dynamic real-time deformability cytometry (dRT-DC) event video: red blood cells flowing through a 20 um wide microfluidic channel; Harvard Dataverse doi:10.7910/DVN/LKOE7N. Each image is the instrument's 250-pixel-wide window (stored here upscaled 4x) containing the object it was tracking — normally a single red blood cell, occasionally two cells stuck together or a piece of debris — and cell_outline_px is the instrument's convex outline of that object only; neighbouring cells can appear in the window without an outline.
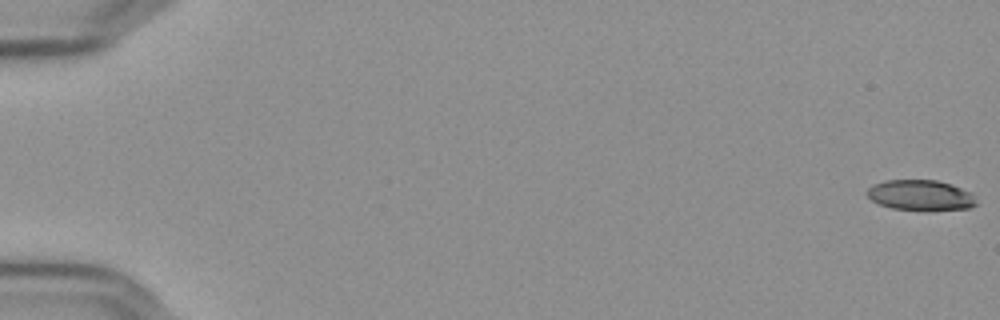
{"species": "Egyptian fruit bat (a non-hibernating species)", "species_latin": "Rousettus aegyptiacus", "temperature_condition": "cold", "stored_images_in_passage": 57, "camera_frame_rate_fps": 3000, "um_per_image_px": 0.085, "frame": {"image": 1, "passage_image": 1, "time_ms": 0.0, "image_size_px": [1000, 320], "cell_outline_px": [[976, 204], [968, 208], [892, 208], [880, 204], [872, 200], [864, 192], [872, 184], [884, 180], [936, 180], [972, 192], [976, 200]], "centroid_in_image_um": [78.18, 16.55], "position_along_channel_um": 6.8, "area_um2": 18.67}}
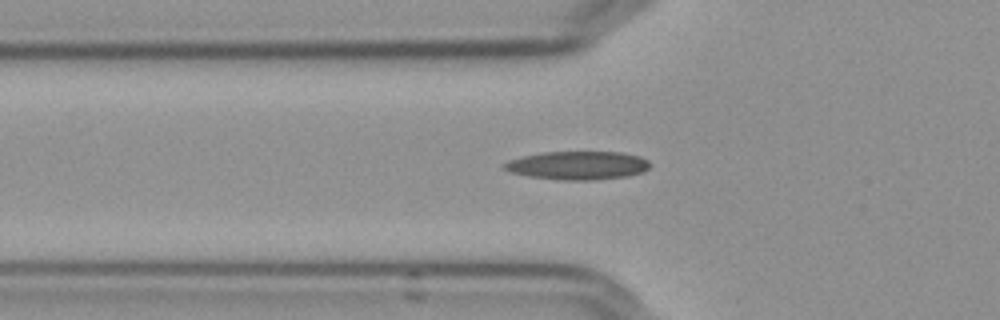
{"frame": {"image": 2, "passage_image": 21, "time_ms": 6.667, "image_size_px": [1000, 320], "cell_outline_px": [[648, 168], [644, 172], [628, 176], [592, 180], [556, 180], [528, 176], [512, 172], [504, 168], [504, 164], [508, 160], [524, 156], [544, 152], [624, 152], [640, 156], [648, 160]], "centroid_in_image_um": [49.13, 14.06], "position_along_channel_um": 76.7, "area_um2": 24.1}}
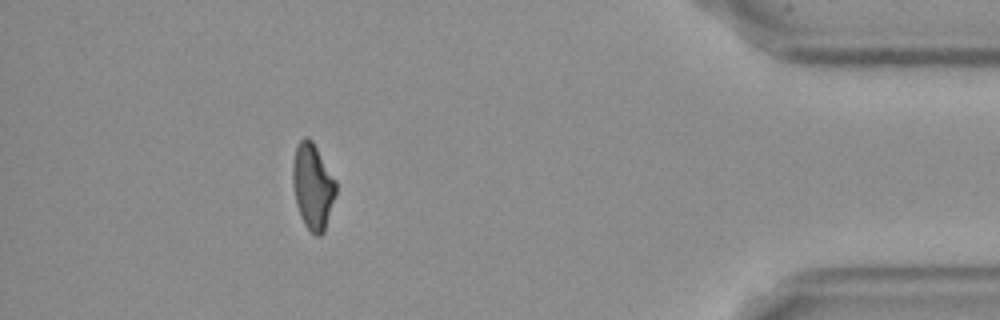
{"frame": {"image": 3, "passage_image": 52, "time_ms": 17.0, "image_size_px": [1000, 320], "cell_outline_px": [[336, 192], [324, 232], [320, 236], [316, 236], [304, 224], [300, 216], [296, 204], [292, 180], [292, 164], [296, 144], [304, 136], [308, 136], [312, 140], [336, 180]], "centroid_in_image_um": [26.57, 15.81], "position_along_channel_um": 408.6, "area_um2": 21.68}, "authors_computed_cell_mechanics": {"area_um2": 21.964, "velocity_mm_per_s": 3.6483, "shape_relaxation_time_tau1_ms": null, "shape_relaxation_time_tau2_ms": 6.039, "deformation_change_tau1": null, "deformation_change_tau2": 0.1551}}